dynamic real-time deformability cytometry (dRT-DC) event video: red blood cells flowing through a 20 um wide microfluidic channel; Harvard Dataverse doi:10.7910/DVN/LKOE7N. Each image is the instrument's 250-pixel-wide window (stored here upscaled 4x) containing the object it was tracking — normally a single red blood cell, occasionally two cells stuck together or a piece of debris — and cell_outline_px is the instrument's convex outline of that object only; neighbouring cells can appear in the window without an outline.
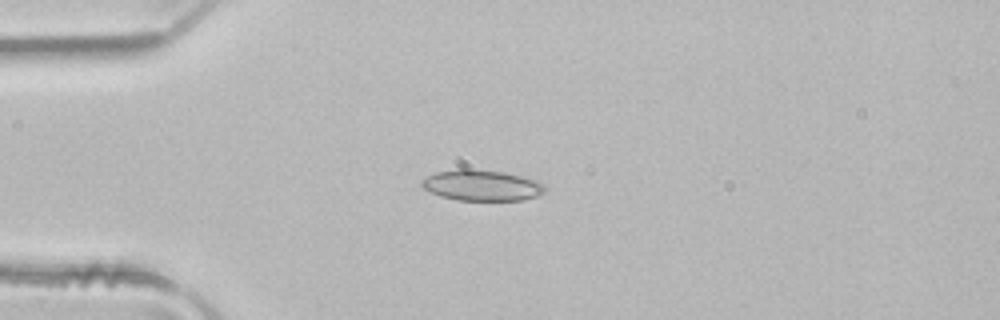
{"species": "common noctule bat (a hibernating species)", "species_latin": "Nyctalus noctula", "temperature_condition": "room temperature", "stored_images_in_passage": 5, "camera_frame_rate_fps": 3000, "um_per_image_px": 0.085, "animal": {"sex": "male", "body_mass_g": 21.5, "forearm_length_mm": 52.0}, "frame": {"image": 1, "passage_image": 3, "time_ms": 0.667, "image_size_px": [1000, 320], "cell_outline_px": [[548, 188], [544, 192], [536, 196], [520, 200], [456, 200], [440, 196], [424, 188], [420, 184], [420, 180], [436, 172], [456, 168], [468, 168], [504, 172], [536, 180], [544, 184]], "centroid_in_image_um": [40.94, 15.74], "position_along_channel_um": 44.1, "area_um2": 22.25}}
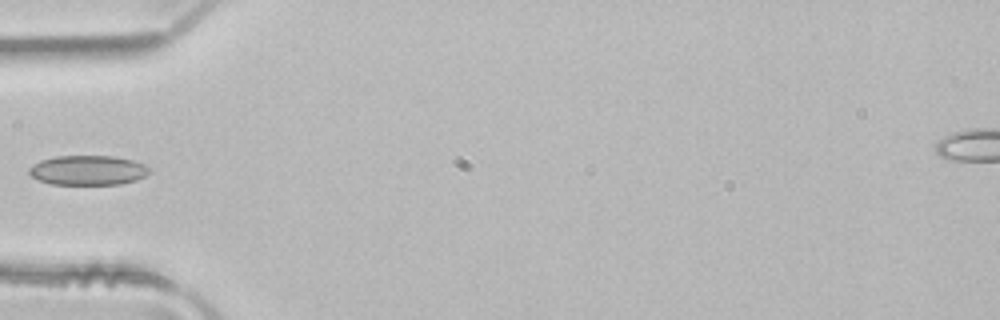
{"frame": {"image": 2, "passage_image": 4, "time_ms": 1.0, "image_size_px": [1000, 320], "cell_outline_px": [[152, 172], [136, 180], [120, 184], [52, 184], [40, 180], [32, 176], [28, 172], [28, 168], [32, 164], [40, 160], [56, 156], [116, 156], [132, 160], [144, 164]], "centroid_in_image_um": [7.47, 14.46], "position_along_channel_um": 77.5, "area_um2": 20.81}}
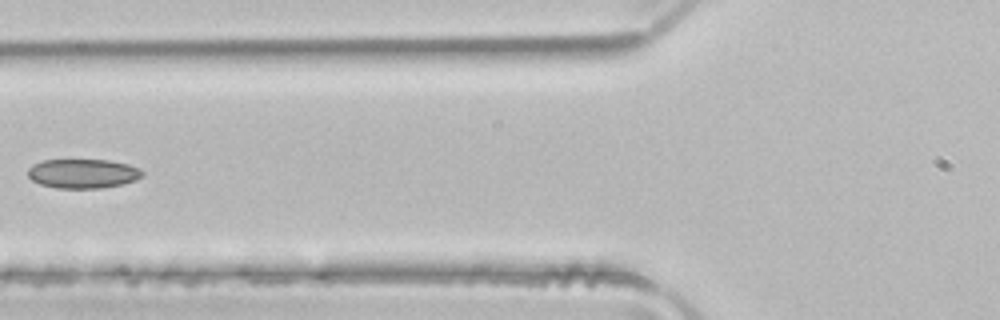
{"frame": {"image": 3, "passage_image": 5, "time_ms": 1.333, "image_size_px": [1000, 320], "cell_outline_px": [[144, 176], [136, 180], [104, 188], [56, 188], [40, 184], [32, 180], [28, 176], [28, 168], [32, 164], [44, 160], [108, 160], [128, 164], [140, 168], [144, 172]], "centroid_in_image_um": [7.06, 14.75], "position_along_channel_um": 118.7, "area_um2": 19.65}}